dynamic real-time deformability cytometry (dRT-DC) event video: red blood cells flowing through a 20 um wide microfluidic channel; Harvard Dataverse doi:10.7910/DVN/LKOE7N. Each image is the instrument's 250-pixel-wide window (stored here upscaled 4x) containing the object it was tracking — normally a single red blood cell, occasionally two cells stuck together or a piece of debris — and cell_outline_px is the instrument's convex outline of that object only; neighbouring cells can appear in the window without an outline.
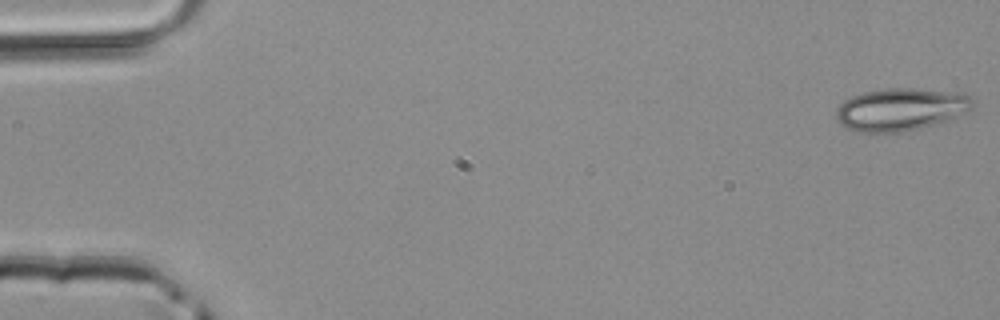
{"species": "common noctule bat (a hibernating species)", "species_latin": "Nyctalus noctula", "temperature_condition": "room temperature", "stored_images_in_passage": 10, "camera_frame_rate_fps": 3000, "um_per_image_px": 0.085, "animal": {"sex": "male", "body_mass_g": 20.4}, "frame": {"image": 1, "passage_image": 1, "time_ms": 0.0, "image_size_px": [1000, 320], "cell_outline_px": [[972, 108], [952, 120], [920, 128], [900, 132], [856, 132], [840, 124], [836, 120], [836, 108], [844, 100], [852, 96], [864, 92], [884, 88], [912, 88], [964, 92], [972, 96]], "centroid_in_image_um": [76.59, 9.29], "position_along_channel_um": 8.4, "area_um2": 34.33}}